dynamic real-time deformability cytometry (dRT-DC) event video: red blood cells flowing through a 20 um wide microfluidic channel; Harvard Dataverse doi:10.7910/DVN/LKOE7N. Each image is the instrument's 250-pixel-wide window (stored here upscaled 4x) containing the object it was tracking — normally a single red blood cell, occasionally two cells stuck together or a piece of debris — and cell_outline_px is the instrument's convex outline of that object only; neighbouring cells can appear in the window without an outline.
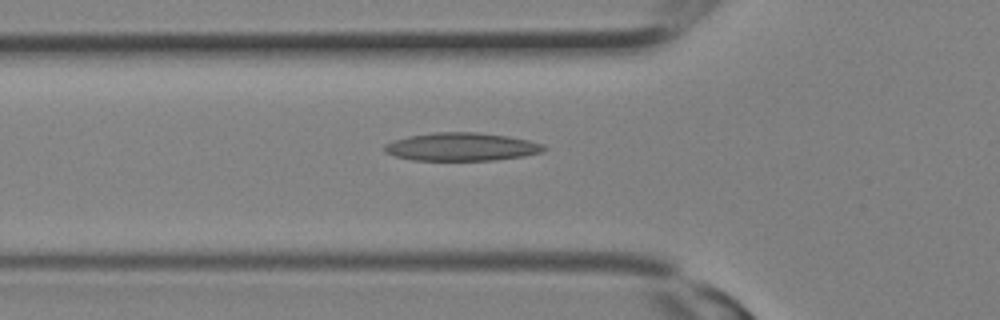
{"species": "Egyptian fruit bat (a non-hibernating species)", "species_latin": "Rousettus aegyptiacus", "temperature_condition": "room temperature", "stored_images_in_passage": 4, "camera_frame_rate_fps": 3000, "um_per_image_px": 0.085, "animal": {"sex": "female"}, "frame": {"image": 1, "passage_image": 2, "time_ms": 0.333, "image_size_px": [1000, 320], "cell_outline_px": [[548, 148], [544, 152], [524, 156], [492, 160], [412, 160], [396, 156], [384, 152], [384, 144], [392, 140], [408, 136], [436, 132], [476, 132], [508, 136], [528, 140], [544, 144]], "centroid_in_image_um": [39.24, 12.47], "position_along_channel_um": 86.6, "area_um2": 26.24}}
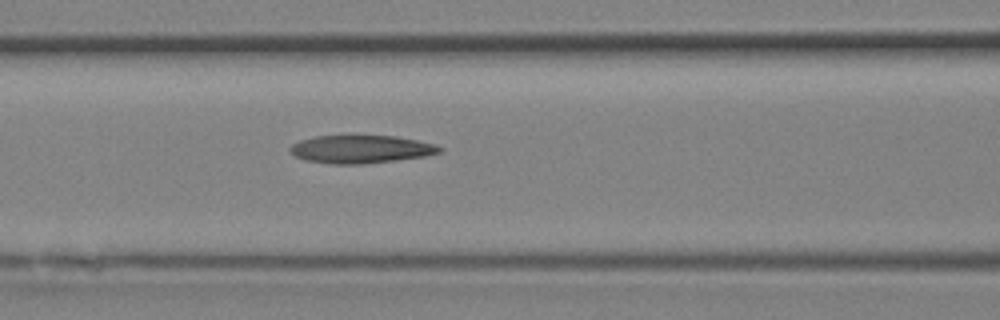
{"frame": {"image": 2, "passage_image": 4, "time_ms": 1.0, "image_size_px": [1000, 320], "cell_outline_px": [[444, 148], [440, 152], [424, 156], [396, 160], [360, 164], [332, 164], [304, 160], [296, 156], [288, 148], [292, 144], [300, 140], [316, 136], [396, 136], [436, 144]], "centroid_in_image_um": [30.67, 12.68], "position_along_channel_um": 135.9, "area_um2": 24.22}}